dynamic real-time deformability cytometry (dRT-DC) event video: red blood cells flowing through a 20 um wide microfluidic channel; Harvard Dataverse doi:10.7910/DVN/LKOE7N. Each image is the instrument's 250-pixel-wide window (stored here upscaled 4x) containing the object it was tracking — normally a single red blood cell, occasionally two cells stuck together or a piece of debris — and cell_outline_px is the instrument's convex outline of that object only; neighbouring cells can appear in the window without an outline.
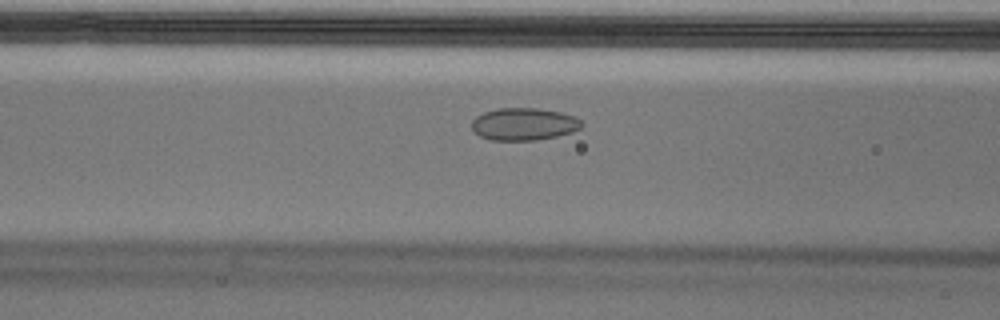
{"species": "Egyptian fruit bat (a non-hibernating species)", "species_latin": "Rousettus aegyptiacus", "temperature_condition": "cold", "stored_images_in_passage": 39, "camera_frame_rate_fps": 3000, "um_per_image_px": 0.085, "animal": {"sex": "male"}, "frame": {"image": 1, "passage_image": 6, "time_ms": 1.667, "image_size_px": [1000, 320], "cell_outline_px": [[584, 124], [580, 128], [572, 132], [556, 136], [536, 140], [488, 140], [480, 136], [472, 128], [472, 120], [476, 116], [484, 112], [500, 108], [536, 108], [560, 112], [576, 116]], "centroid_in_image_um": [44.54, 10.55], "position_along_channel_um": 122.1, "area_um2": 20.75}, "authors_computed_cell_mechanics": {"area_um2": 21.7906, "velocity_mm_per_s": 3.6465, "shape_relaxation_time_tau1_ms": null, "shape_relaxation_time_tau2_ms": 1.2498, "deformation_change_tau1": null, "deformation_change_tau2": 0.0531}}